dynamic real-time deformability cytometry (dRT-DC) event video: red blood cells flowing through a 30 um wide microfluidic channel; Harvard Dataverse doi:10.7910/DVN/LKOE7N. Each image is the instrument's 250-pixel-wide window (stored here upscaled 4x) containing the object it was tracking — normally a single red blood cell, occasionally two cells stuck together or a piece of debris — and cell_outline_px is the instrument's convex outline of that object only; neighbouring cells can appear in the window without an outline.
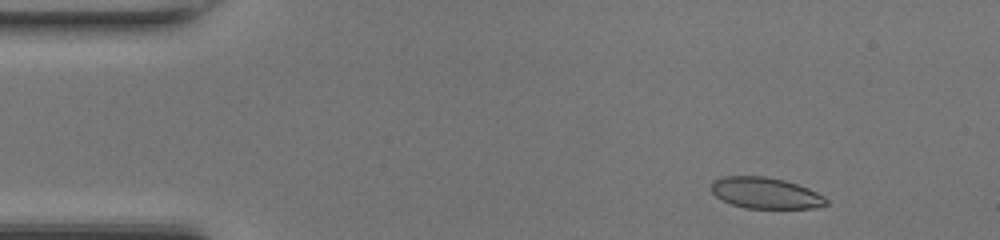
{"species": "common noctule bat (a hibernating species)", "species_latin": "Nyctalus noctula", "temperature_condition": "room temperature", "stored_images_in_passage": 46, "camera_frame_rate_fps": 3000, "um_per_image_px": 0.085, "animal": {"sex": "female", "body_mass_g": 17.0, "forearm_length_mm": 48.0}, "frame": {"image": 1, "passage_image": 4, "time_ms": 1.0, "image_size_px": [1000, 240], "cell_outline_px": [[828, 204], [812, 208], [744, 208], [732, 204], [716, 196], [712, 192], [712, 180], [724, 176], [764, 176], [784, 180], [808, 188], [824, 196], [828, 200]], "centroid_in_image_um": [65.07, 16.4], "position_along_channel_um": 19.9, "area_um2": 20.75}}
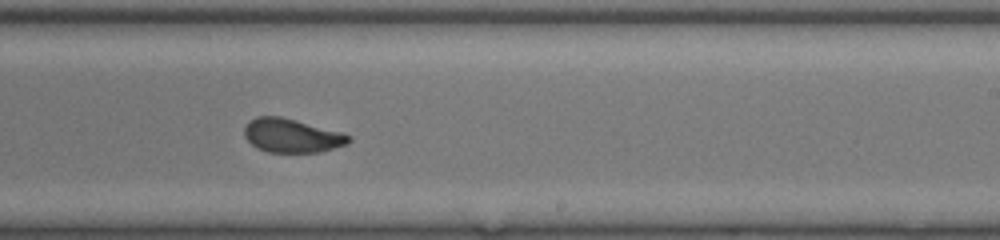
{"frame": {"image": 2, "passage_image": 27, "time_ms": 8.667, "image_size_px": [1000, 240], "cell_outline_px": [[352, 140], [348, 144], [320, 152], [268, 152], [256, 148], [244, 136], [244, 128], [256, 116], [280, 116], [340, 132], [352, 136]], "centroid_in_image_um": [24.81, 11.54], "position_along_channel_um": 264.2, "area_um2": 20.4}}
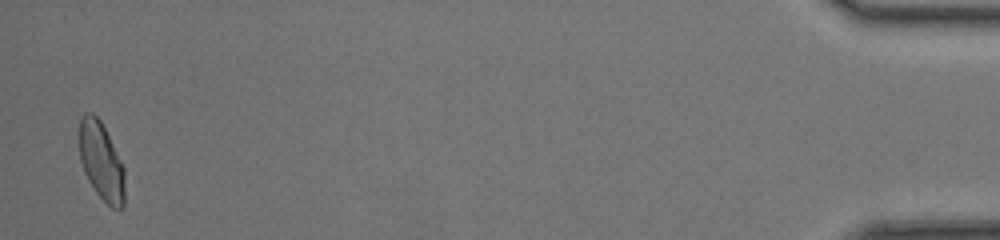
{"frame": {"image": 3, "passage_image": 45, "time_ms": 14.667, "image_size_px": [1000, 240], "cell_outline_px": [[124, 204], [120, 208], [112, 208], [96, 192], [88, 180], [84, 172], [80, 160], [76, 136], [80, 116], [84, 112], [92, 112], [100, 120], [124, 168]], "centroid_in_image_um": [8.54, 13.64], "position_along_channel_um": 426.7, "area_um2": 20.92}, "authors_computed_cell_mechanics": {"area_um2": 20.9236, "velocity_mm_per_s": 4.3442, "shape_relaxation_time_tau1_ms": 10.6171, "shape_relaxation_time_tau2_ms": 0.8929, "deformation_change_tau1": 0.2095, "deformation_change_tau2": 0.0571}}